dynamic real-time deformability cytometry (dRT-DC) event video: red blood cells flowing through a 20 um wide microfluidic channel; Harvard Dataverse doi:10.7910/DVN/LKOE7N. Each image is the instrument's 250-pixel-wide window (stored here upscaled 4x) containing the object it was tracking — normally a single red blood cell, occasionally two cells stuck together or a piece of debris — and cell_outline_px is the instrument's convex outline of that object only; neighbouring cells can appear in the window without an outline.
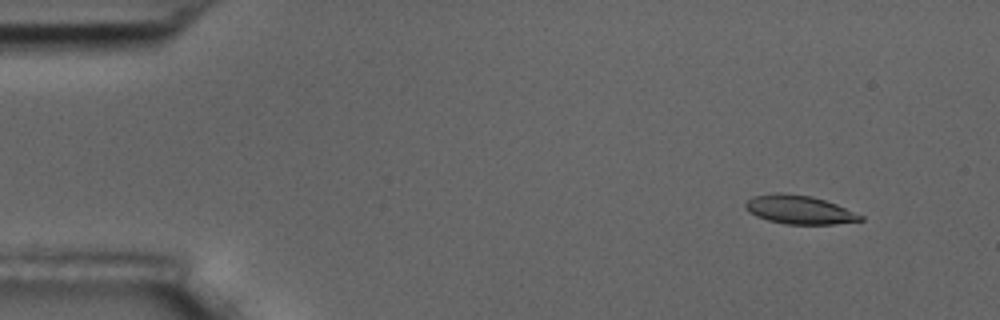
{"species": "common noctule bat (a hibernating species)", "species_latin": "Nyctalus noctula", "temperature_condition": "room temperature", "stored_images_in_passage": 56, "camera_frame_rate_fps": 3000, "um_per_image_px": 0.085, "animal": {"sex": "male", "body_mass_g": 17.5, "forearm_length_mm": 52.3}, "frame": {"image": 1, "passage_image": 6, "time_ms": 1.667, "image_size_px": [1000, 320], "cell_outline_px": [[864, 220], [836, 224], [784, 224], [768, 220], [756, 216], [748, 212], [744, 208], [744, 204], [752, 196], [776, 192], [780, 192], [808, 196], [824, 200], [836, 204], [864, 216]], "centroid_in_image_um": [67.9, 17.83], "position_along_channel_um": 17.1, "area_um2": 19.19}}
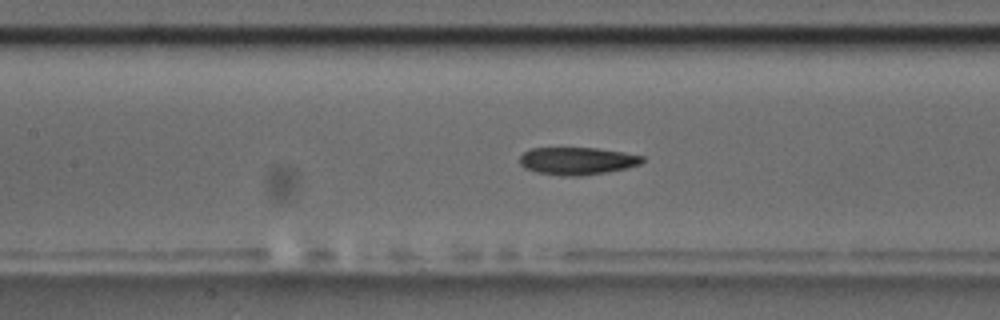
{"frame": {"image": 2, "passage_image": 26, "time_ms": 8.333, "image_size_px": [1000, 320], "cell_outline_px": [[644, 160], [640, 164], [628, 168], [580, 176], [560, 176], [536, 172], [524, 168], [520, 164], [520, 156], [524, 152], [532, 148], [596, 148], [624, 152], [644, 156]], "centroid_in_image_um": [49.06, 13.68], "position_along_channel_um": 158.3, "area_um2": 19.71}}
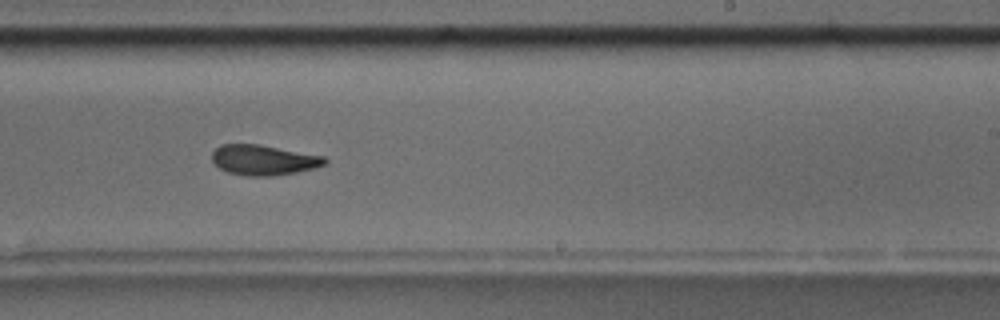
{"frame": {"image": 3, "passage_image": 35, "time_ms": 11.333, "image_size_px": [1000, 320], "cell_outline_px": [[328, 160], [324, 164], [316, 168], [296, 172], [272, 176], [244, 176], [228, 172], [220, 168], [212, 160], [212, 152], [220, 144], [260, 144], [324, 156]], "centroid_in_image_um": [22.4, 13.6], "position_along_channel_um": 266.6, "area_um2": 19.94}, "authors_computed_cell_mechanics": {"area_um2": 19.941, "velocity_mm_per_s": 3.6256, "shape_relaxation_time_tau1_ms": 4.1973, "shape_relaxation_time_tau2_ms": 3.2971, "deformation_change_tau1": 0.1448, "deformation_change_tau2": 0.1134}}